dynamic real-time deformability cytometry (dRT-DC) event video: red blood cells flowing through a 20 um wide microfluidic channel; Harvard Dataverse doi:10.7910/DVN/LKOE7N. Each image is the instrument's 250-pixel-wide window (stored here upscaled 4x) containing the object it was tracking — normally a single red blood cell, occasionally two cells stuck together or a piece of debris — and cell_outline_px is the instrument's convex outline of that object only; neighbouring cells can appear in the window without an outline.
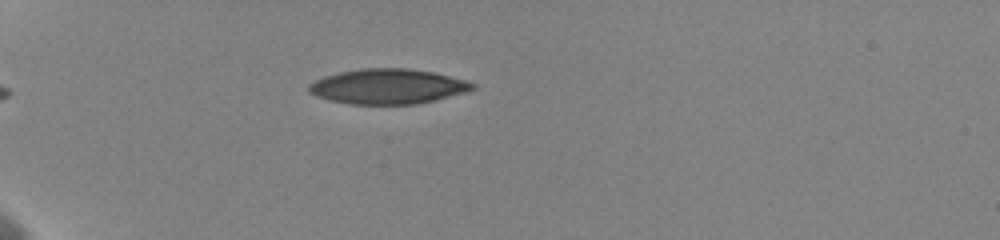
{"species": "human", "species_latin": "Homo sapiens", "temperature_condition": "cold", "stored_images_in_passage": 36, "camera_frame_rate_fps": 3000, "um_per_image_px": 0.085, "donor": {"sex": "female"}, "frame": {"image": 1, "passage_image": 1, "time_ms": 0.0, "image_size_px": [1000, 240], "cell_outline_px": [[476, 88], [464, 92], [416, 104], [352, 104], [332, 100], [316, 96], [308, 92], [308, 84], [324, 76], [340, 72], [360, 68], [408, 68], [432, 72], [468, 80], [476, 84]], "centroid_in_image_um": [32.95, 7.33], "position_along_channel_um": 52.0, "area_um2": 33.23}}
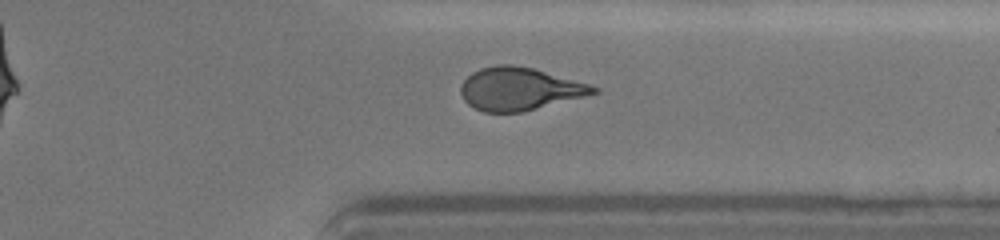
{"frame": {"image": 2, "passage_image": 25, "time_ms": 9.667, "image_size_px": [1000, 240], "cell_outline_px": [[600, 92], [520, 112], [484, 112], [468, 104], [464, 100], [460, 92], [460, 84], [472, 72], [480, 68], [496, 64], [512, 64], [532, 68], [588, 84], [600, 88]], "centroid_in_image_um": [44.11, 7.54], "position_along_channel_um": 367.3, "area_um2": 32.71}, "authors_computed_cell_mechanics": {"area_um2": 33.4951, "velocity_mm_per_s": 3.6366, "shape_relaxation_time_tau1_ms": 4.2324, "shape_relaxation_time_tau2_ms": 2.1373, "deformation_change_tau1": 0.1736, "deformation_change_tau2": 0.1035}}